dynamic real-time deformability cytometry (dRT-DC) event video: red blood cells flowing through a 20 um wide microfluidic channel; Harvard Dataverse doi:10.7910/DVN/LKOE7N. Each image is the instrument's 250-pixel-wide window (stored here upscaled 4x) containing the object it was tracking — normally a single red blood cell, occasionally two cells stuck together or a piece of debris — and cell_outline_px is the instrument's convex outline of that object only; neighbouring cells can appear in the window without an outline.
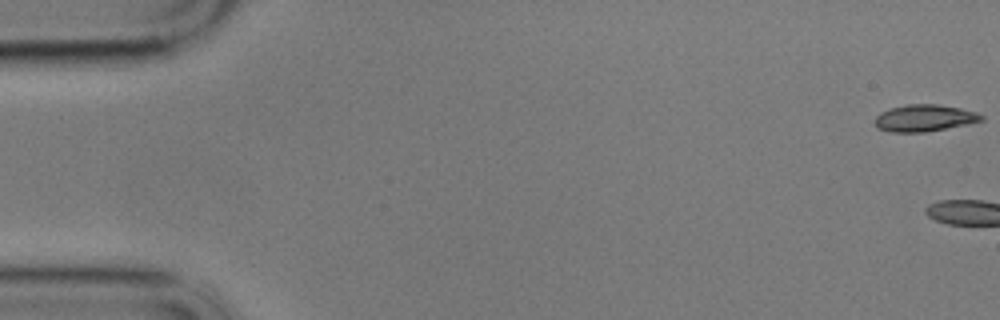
{"species": "common noctule bat (a hibernating species)", "species_latin": "Nyctalus noctula", "temperature_condition": "cold", "stored_images_in_passage": 4, "camera_frame_rate_fps": 3000, "um_per_image_px": 0.085, "animal": {"sex": "male", "body_mass_g": 17.9}, "frame": {"image": 1, "passage_image": 1, "time_ms": 0.0, "image_size_px": [1000, 320], "cell_outline_px": [[984, 120], [968, 124], [924, 132], [892, 132], [876, 128], [876, 116], [880, 112], [888, 108], [908, 104], [936, 104], [960, 108], [976, 112], [984, 116]], "centroid_in_image_um": [78.57, 10.03], "position_along_channel_um": 6.4, "area_um2": 16.65}}